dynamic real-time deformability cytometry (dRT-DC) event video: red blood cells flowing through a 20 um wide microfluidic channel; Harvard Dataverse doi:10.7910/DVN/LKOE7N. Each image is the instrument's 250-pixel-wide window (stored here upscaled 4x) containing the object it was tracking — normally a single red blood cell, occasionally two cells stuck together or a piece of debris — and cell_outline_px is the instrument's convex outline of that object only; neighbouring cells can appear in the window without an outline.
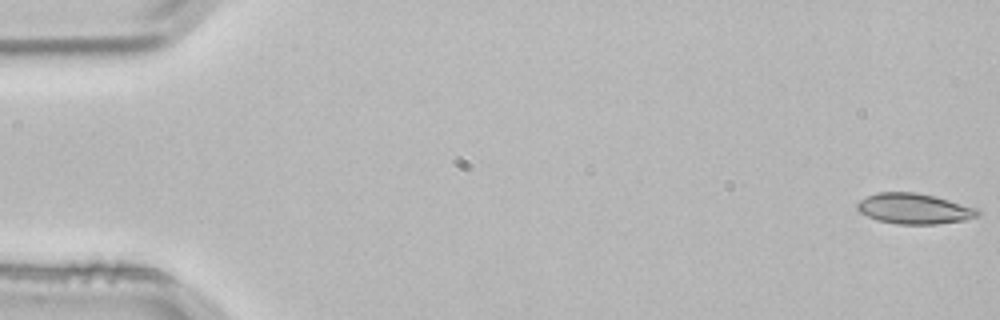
{"species": "common noctule bat (a hibernating species)", "species_latin": "Nyctalus noctula", "temperature_condition": "room temperature", "stored_images_in_passage": 4, "camera_frame_rate_fps": 3000, "um_per_image_px": 0.085, "animal": {"sex": "male", "body_mass_g": 21.5, "forearm_length_mm": 52.0}, "frame": {"image": 1, "passage_image": 1, "time_ms": 0.0, "image_size_px": [1000, 320], "cell_outline_px": [[980, 216], [964, 220], [936, 224], [896, 224], [876, 220], [860, 212], [856, 208], [856, 204], [860, 200], [876, 192], [916, 192], [936, 196], [980, 208]], "centroid_in_image_um": [77.74, 17.73], "position_along_channel_um": 7.3, "area_um2": 21.73}}